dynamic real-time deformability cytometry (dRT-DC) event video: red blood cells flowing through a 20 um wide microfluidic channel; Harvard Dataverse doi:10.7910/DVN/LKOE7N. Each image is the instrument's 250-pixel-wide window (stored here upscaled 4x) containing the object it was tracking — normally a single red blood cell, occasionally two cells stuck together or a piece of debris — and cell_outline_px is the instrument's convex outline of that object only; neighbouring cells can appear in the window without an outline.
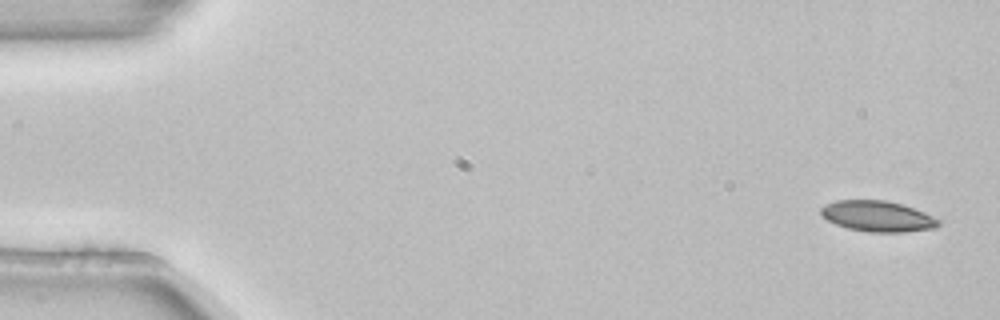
{"species": "common noctule bat (a hibernating species)", "species_latin": "Nyctalus noctula", "temperature_condition": "room temperature", "stored_images_in_passage": 6, "camera_frame_rate_fps": 3000, "um_per_image_px": 0.085, "animal": {"sex": "female", "body_mass_g": 22.7, "forearm_length_mm": 54.2}, "frame": {"image": 1, "passage_image": 1, "time_ms": 0.0, "image_size_px": [1000, 320], "cell_outline_px": [[940, 224], [936, 228], [904, 232], [868, 232], [848, 228], [836, 224], [828, 220], [820, 212], [820, 208], [824, 204], [836, 200], [884, 200], [900, 204], [924, 212], [940, 220]], "centroid_in_image_um": [74.59, 18.38], "position_along_channel_um": 10.4, "area_um2": 20.98}}
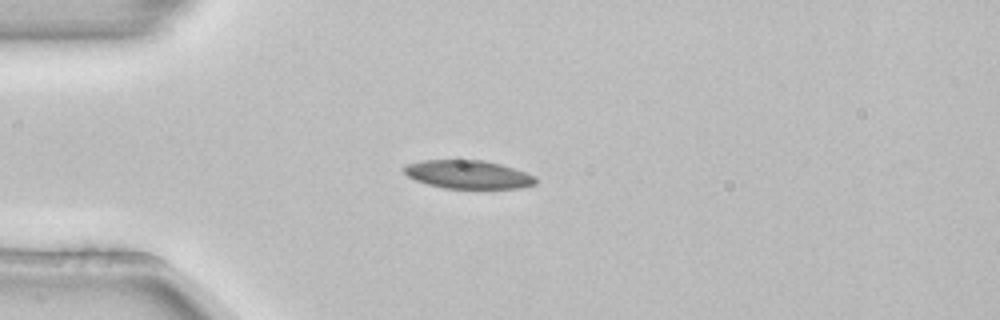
{"frame": {"image": 2, "passage_image": 4, "time_ms": 1.0, "image_size_px": [1000, 320], "cell_outline_px": [[536, 184], [520, 188], [444, 188], [428, 184], [416, 180], [408, 176], [404, 172], [404, 168], [408, 164], [420, 160], [484, 160], [500, 164], [536, 176]], "centroid_in_image_um": [39.79, 14.83], "position_along_channel_um": 45.2, "area_um2": 21.56}}